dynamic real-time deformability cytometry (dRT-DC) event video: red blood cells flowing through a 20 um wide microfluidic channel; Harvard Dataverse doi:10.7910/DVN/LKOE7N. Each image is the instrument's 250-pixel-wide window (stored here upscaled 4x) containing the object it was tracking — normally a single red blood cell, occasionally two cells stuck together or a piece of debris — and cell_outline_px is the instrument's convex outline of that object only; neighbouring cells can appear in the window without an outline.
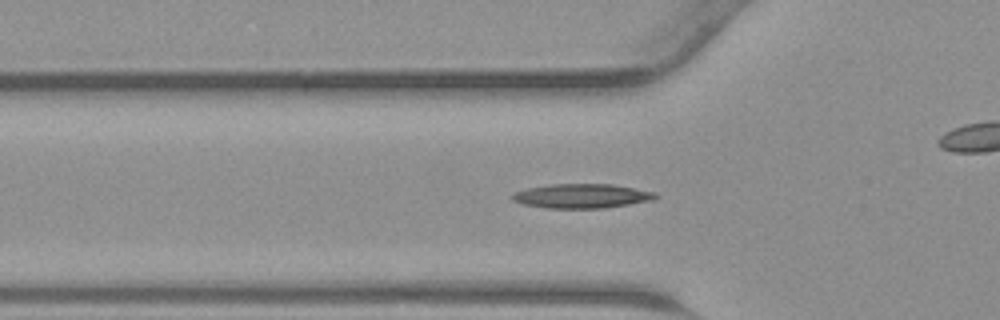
{"species": "common noctule bat (a hibernating species)", "species_latin": "Nyctalus noctula", "temperature_condition": "warm", "stored_images_in_passage": 46, "camera_frame_rate_fps": 3000, "um_per_image_px": 0.085, "animal": {"sex": "male", "body_mass_g": 23.1, "forearm_length_mm": 52.7}, "frame": {"image": 1, "passage_image": 15, "time_ms": 4.667, "image_size_px": [1000, 320], "cell_outline_px": [[660, 196], [652, 200], [604, 208], [548, 208], [524, 204], [512, 200], [508, 196], [512, 192], [528, 188], [552, 184], [612, 184], [656, 192]], "centroid_in_image_um": [49.43, 16.65], "position_along_channel_um": 76.4, "area_um2": 20.35}}
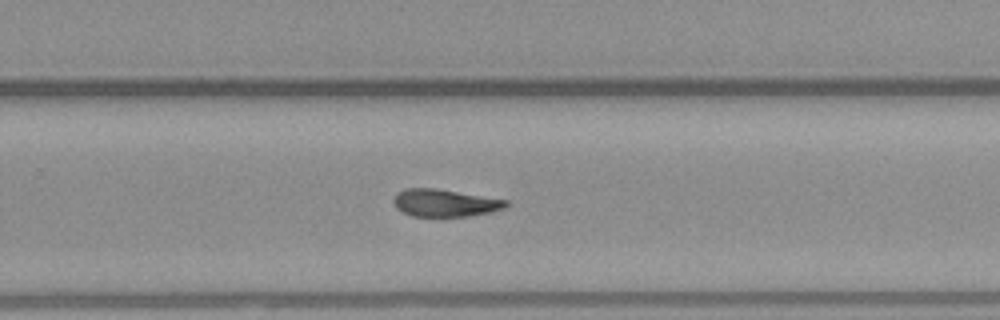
{"frame": {"image": 2, "passage_image": 29, "time_ms": 9.333, "image_size_px": [1000, 320], "cell_outline_px": [[508, 204], [504, 208], [492, 212], [468, 216], [412, 216], [396, 208], [392, 200], [396, 192], [404, 188], [436, 188], [508, 200]], "centroid_in_image_um": [37.79, 17.24], "position_along_channel_um": 292.0, "area_um2": 18.03}}
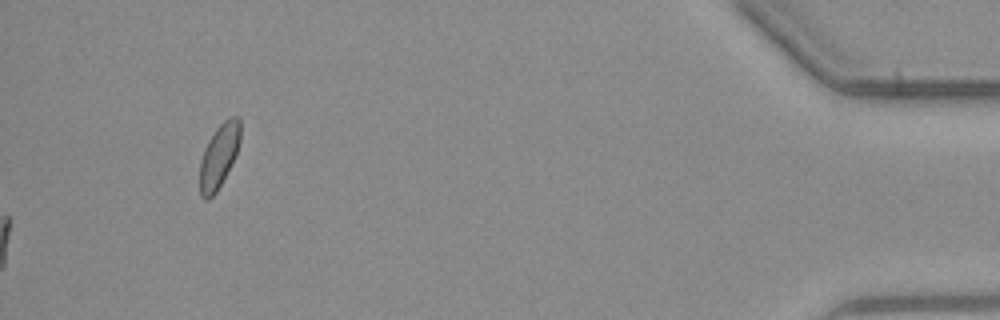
{"frame": {"image": 3, "passage_image": 46, "time_ms": 15.0, "image_size_px": [1000, 320], "cell_outline_px": [[240, 140], [236, 152], [216, 192], [208, 200], [204, 200], [200, 196], [200, 160], [204, 148], [208, 140], [216, 128], [228, 116], [240, 116]], "centroid_in_image_um": [18.59, 13.22], "position_along_channel_um": 416.6, "area_um2": 14.91}}